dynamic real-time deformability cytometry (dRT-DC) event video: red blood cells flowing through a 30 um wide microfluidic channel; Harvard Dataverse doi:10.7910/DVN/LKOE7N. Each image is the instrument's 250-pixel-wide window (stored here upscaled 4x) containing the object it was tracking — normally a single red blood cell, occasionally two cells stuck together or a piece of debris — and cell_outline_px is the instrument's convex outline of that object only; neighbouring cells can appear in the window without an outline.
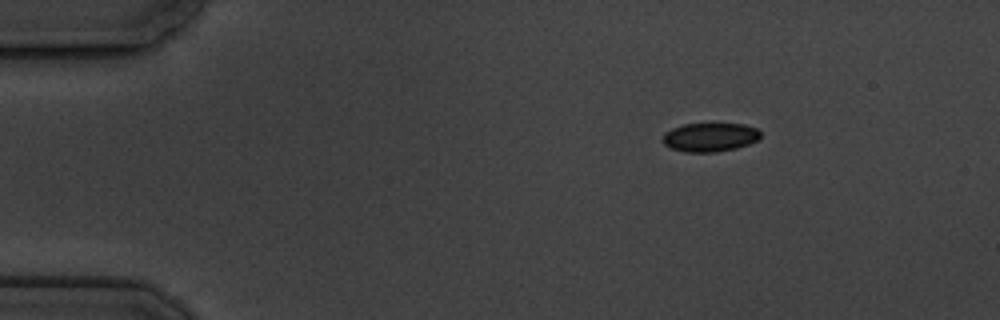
{"species": "common noctule bat (a hibernating species)", "species_latin": "Nyctalus noctula", "temperature_condition": "cold", "stored_images_in_passage": 9, "camera_frame_rate_fps": 3000, "um_per_image_px": 0.085, "animal": {"sex": "male", "body_mass_g": 19.5, "forearm_length_mm": 54.6}, "frame": {"image": 1, "passage_image": 1, "time_ms": 0.0, "image_size_px": [1000, 320], "cell_outline_px": [[760, 136], [756, 140], [748, 144], [736, 148], [716, 152], [684, 152], [672, 148], [664, 144], [660, 140], [664, 132], [672, 128], [684, 124], [744, 124], [756, 128], [760, 132]], "centroid_in_image_um": [60.3, 11.66], "position_along_channel_um": 24.7, "area_um2": 16.42}}
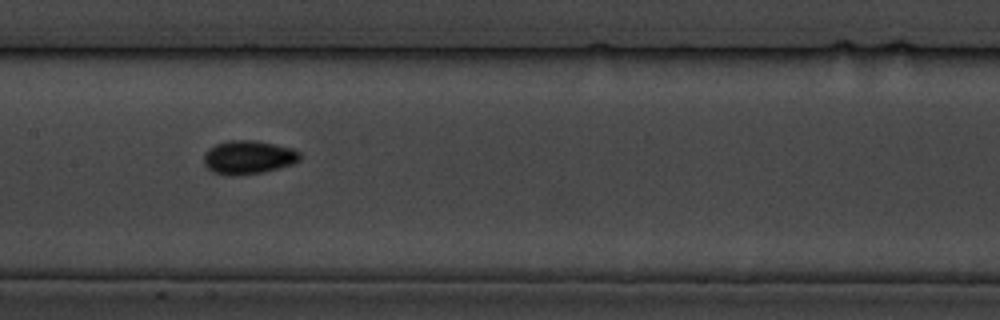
{"frame": {"image": 2, "passage_image": 6, "time_ms": 6.667, "image_size_px": [1000, 320], "cell_outline_px": [[300, 160], [292, 164], [264, 172], [232, 176], [228, 176], [212, 172], [204, 164], [204, 152], [208, 148], [216, 144], [228, 140], [256, 140], [292, 148], [300, 152]], "centroid_in_image_um": [21.08, 13.37], "position_along_channel_um": 186.3, "area_um2": 18.96}}
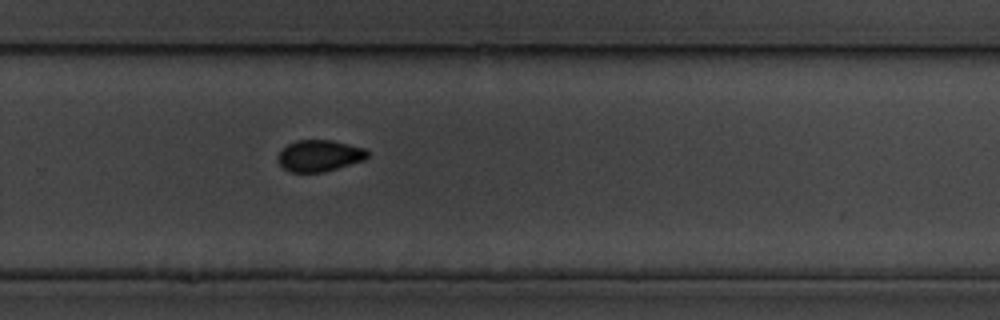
{"frame": {"image": 3, "passage_image": 9, "time_ms": 10.0, "image_size_px": [1000, 320], "cell_outline_px": [[368, 156], [364, 160], [324, 172], [288, 172], [276, 160], [276, 156], [288, 144], [296, 140], [332, 140], [364, 148], [368, 152]], "centroid_in_image_um": [27.12, 13.24], "position_along_channel_um": 302.7, "area_um2": 16.42}}